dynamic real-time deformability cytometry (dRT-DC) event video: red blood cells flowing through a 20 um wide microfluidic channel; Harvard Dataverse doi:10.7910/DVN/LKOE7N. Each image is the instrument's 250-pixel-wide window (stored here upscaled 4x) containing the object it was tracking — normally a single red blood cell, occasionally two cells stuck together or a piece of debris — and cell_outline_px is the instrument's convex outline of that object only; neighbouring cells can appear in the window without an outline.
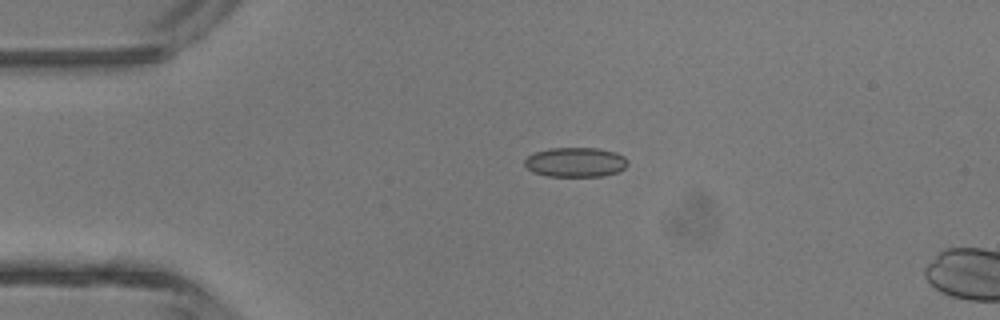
{"species": "common noctule bat (a hibernating species)", "species_latin": "Nyctalus noctula", "temperature_condition": "room temperature", "stored_images_in_passage": 3, "camera_frame_rate_fps": 3000, "um_per_image_px": 0.085, "animal": {"sex": "male", "body_mass_g": 13.3}, "frame": {"image": 1, "passage_image": 2, "time_ms": 1.333, "image_size_px": [1000, 320], "cell_outline_px": [[628, 164], [620, 172], [604, 176], [548, 176], [532, 172], [524, 164], [524, 160], [528, 156], [536, 152], [548, 148], [596, 148], [616, 152], [624, 156], [628, 160]], "centroid_in_image_um": [48.94, 13.79], "position_along_channel_um": 36.1, "area_um2": 17.92}}